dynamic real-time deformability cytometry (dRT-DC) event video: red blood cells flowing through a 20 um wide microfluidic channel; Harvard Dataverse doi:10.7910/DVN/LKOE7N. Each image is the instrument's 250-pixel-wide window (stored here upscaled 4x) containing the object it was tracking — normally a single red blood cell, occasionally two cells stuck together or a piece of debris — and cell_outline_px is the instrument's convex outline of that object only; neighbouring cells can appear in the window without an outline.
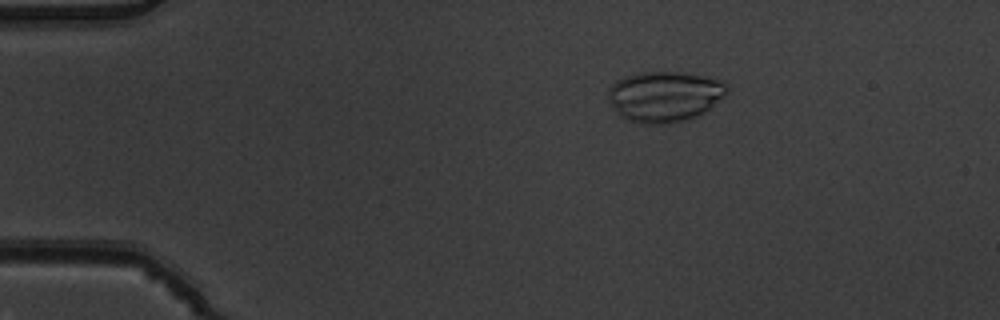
{"species": "common noctule bat (a hibernating species)", "species_latin": "Nyctalus noctula", "temperature_condition": "warm", "stored_images_in_passage": 5, "camera_frame_rate_fps": 3000, "um_per_image_px": 0.085, "animal": {"sex": "male", "body_mass_g": 19.5, "forearm_length_mm": 54.6}, "frame": {"image": 1, "passage_image": 5, "time_ms": 1.333, "image_size_px": [1000, 320], "cell_outline_px": [[728, 92], [724, 96], [704, 112], [696, 116], [684, 120], [668, 124], [640, 124], [628, 120], [620, 116], [616, 112], [608, 96], [608, 88], [616, 80], [624, 76], [640, 72], [680, 72], [704, 76], [724, 80], [728, 84]], "centroid_in_image_um": [56.49, 8.19], "position_along_channel_um": 28.5, "area_um2": 35.26}}